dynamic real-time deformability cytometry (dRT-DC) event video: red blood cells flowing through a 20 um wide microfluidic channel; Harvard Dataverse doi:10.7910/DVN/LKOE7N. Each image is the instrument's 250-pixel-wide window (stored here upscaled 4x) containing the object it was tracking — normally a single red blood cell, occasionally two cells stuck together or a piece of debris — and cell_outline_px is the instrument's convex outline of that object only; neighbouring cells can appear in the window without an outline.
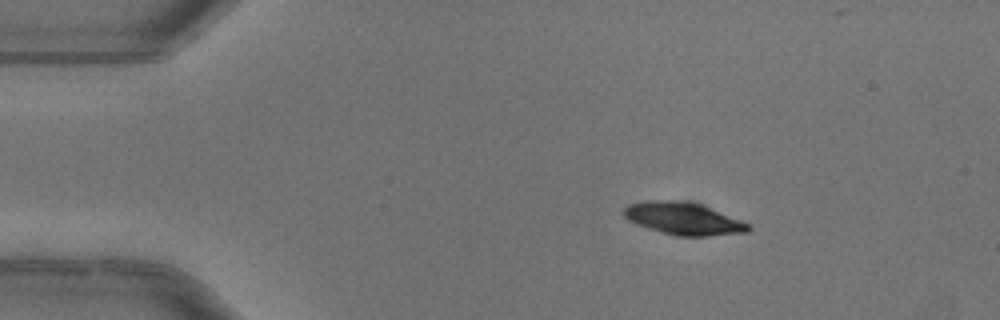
{"species": "common noctule bat (a hibernating species)", "species_latin": "Nyctalus noctula", "temperature_condition": "warm", "stored_images_in_passage": 4, "camera_frame_rate_fps": 3000, "um_per_image_px": 0.085, "animal": {"sex": "female"}, "frame": {"image": 1, "passage_image": 1, "time_ms": 0.0, "image_size_px": [1000, 320], "cell_outline_px": [[752, 228], [748, 232], [708, 236], [676, 236], [660, 232], [636, 224], [628, 220], [624, 216], [624, 208], [628, 204], [644, 200], [672, 200], [700, 204], [752, 224]], "centroid_in_image_um": [58.09, 18.59], "position_along_channel_um": 26.9, "area_um2": 23.52}}